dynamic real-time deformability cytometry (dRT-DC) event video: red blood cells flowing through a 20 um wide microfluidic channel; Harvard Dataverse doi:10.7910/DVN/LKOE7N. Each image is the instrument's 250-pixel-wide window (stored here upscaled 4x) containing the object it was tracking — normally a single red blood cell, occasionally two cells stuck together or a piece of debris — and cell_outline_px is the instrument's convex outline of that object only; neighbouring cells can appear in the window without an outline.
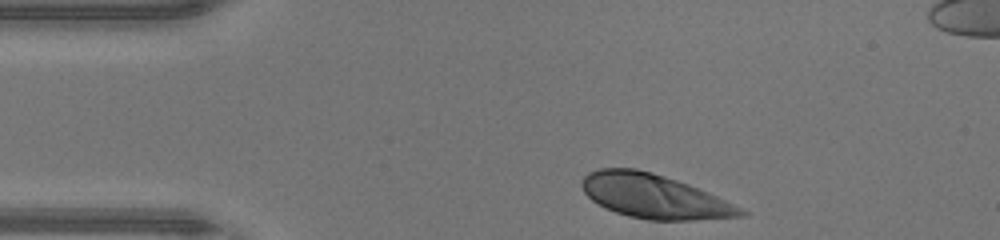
{"species": "human", "species_latin": "Homo sapiens", "temperature_condition": "warm", "stored_images_in_passage": 30, "camera_frame_rate_fps": 3000, "um_per_image_px": 0.085, "donor": {"sex": "male"}, "frame": {"image": 1, "passage_image": 1, "time_ms": 0.0, "image_size_px": [1000, 240], "cell_outline_px": [[748, 216], [692, 220], [648, 220], [628, 216], [616, 212], [592, 200], [584, 192], [580, 184], [584, 176], [588, 172], [600, 168], [636, 168], [652, 172], [688, 184], [716, 196], [748, 212]], "centroid_in_image_um": [55.58, 16.68], "position_along_channel_um": 29.4, "area_um2": 40.46}}
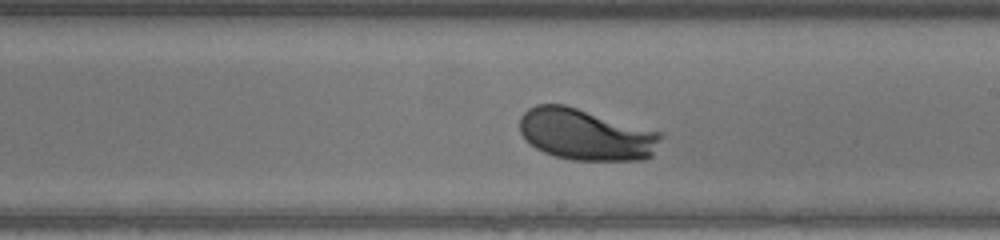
{"frame": {"image": 2, "passage_image": 19, "time_ms": 6.0, "image_size_px": [1000, 240], "cell_outline_px": [[664, 136], [652, 156], [644, 160], [572, 160], [556, 156], [544, 152], [536, 148], [520, 132], [520, 116], [528, 108], [536, 104], [564, 104], [660, 132]], "centroid_in_image_um": [49.82, 11.44], "position_along_channel_um": 239.2, "area_um2": 42.14}}
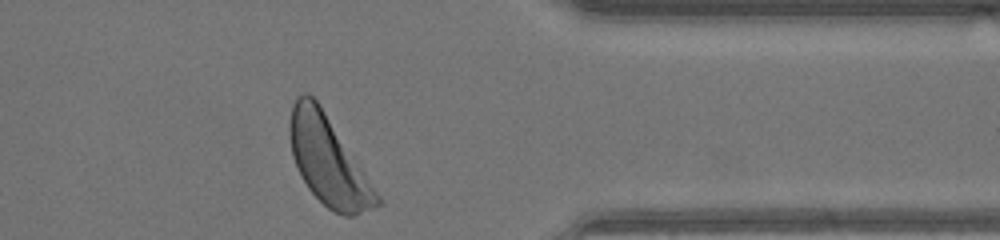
{"frame": {"image": 3, "passage_image": 30, "time_ms": 9.667, "image_size_px": [1000, 240], "cell_outline_px": [[380, 204], [372, 208], [352, 216], [344, 216], [332, 212], [308, 188], [300, 176], [292, 156], [288, 132], [288, 124], [292, 104], [296, 96], [304, 92], [308, 92], [316, 100], [360, 164], [380, 196]], "centroid_in_image_um": [27.86, 13.66], "position_along_channel_um": 383.5, "area_um2": 44.74}, "authors_computed_cell_mechanics": {"area_um2": 41.5871, "velocity_mm_per_s": 4.3787, "shape_relaxation_time_tau1_ms": 1.3252, "shape_relaxation_time_tau2_ms": 4.8062, "deformation_change_tau1": 0.135, "deformation_change_tau2": 0.1154}}